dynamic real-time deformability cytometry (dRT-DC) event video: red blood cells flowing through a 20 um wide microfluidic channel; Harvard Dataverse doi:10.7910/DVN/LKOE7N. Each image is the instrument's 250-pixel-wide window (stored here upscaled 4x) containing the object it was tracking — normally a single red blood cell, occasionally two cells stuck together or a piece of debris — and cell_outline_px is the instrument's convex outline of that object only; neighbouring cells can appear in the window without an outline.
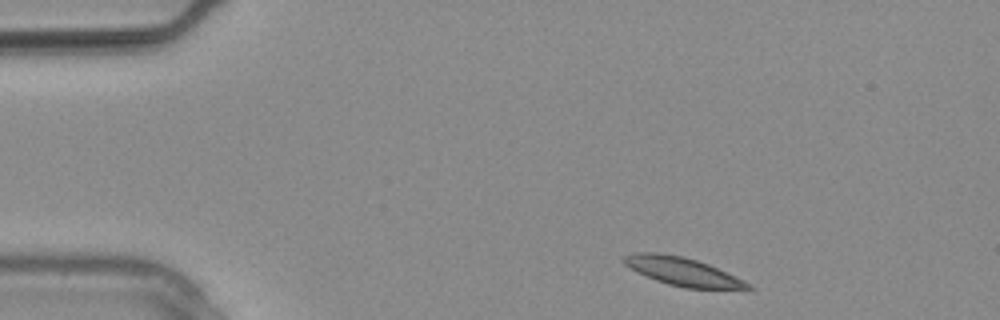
{"species": "common noctule bat (a hibernating species)", "species_latin": "Nyctalus noctula", "temperature_condition": "warm", "stored_images_in_passage": 13, "camera_frame_rate_fps": 3000, "um_per_image_px": 0.085, "animal": {"sex": "male", "body_mass_g": 20.4}, "frame": {"image": 1, "passage_image": 1, "time_ms": 0.0, "image_size_px": [1000, 320], "cell_outline_px": [[748, 288], [692, 288], [672, 284], [648, 276], [632, 268], [624, 260], [632, 256], [676, 256], [692, 260], [716, 268], [740, 280]], "centroid_in_image_um": [58.1, 23.14], "position_along_channel_um": 26.9, "area_um2": 17.28}}